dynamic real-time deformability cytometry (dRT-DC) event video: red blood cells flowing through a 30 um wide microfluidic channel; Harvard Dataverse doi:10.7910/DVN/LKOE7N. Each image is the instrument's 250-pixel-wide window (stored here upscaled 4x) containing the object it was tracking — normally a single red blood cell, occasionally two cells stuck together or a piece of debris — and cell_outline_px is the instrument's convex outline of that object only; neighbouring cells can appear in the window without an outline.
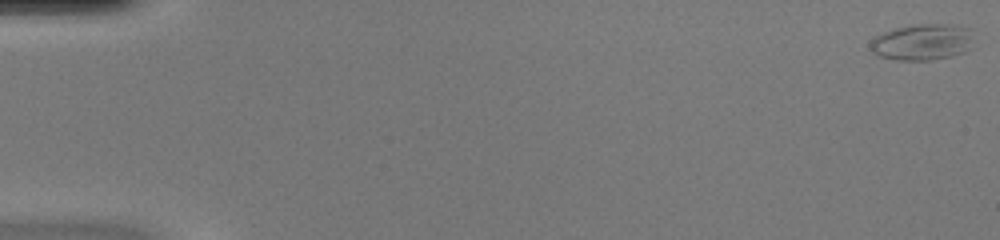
{"species": "common noctule bat (a hibernating species)", "species_latin": "Nyctalus noctula", "temperature_condition": "warm", "stored_images_in_passage": 50, "camera_frame_rate_fps": 3000, "um_per_image_px": 0.085, "animal": {"sex": "female", "body_mass_g": 20.0, "forearm_length_mm": 54.0}, "frame": {"image": 1, "passage_image": 1, "time_ms": 0.0, "image_size_px": [1000, 240], "cell_outline_px": [[972, 28], [964, 52], [952, 56], [932, 60], [896, 60], [880, 56], [872, 52], [868, 44], [876, 36], [884, 32], [896, 28], [912, 24], [956, 24]], "centroid_in_image_um": [78.34, 3.56], "position_along_channel_um": 6.7, "area_um2": 21.68}}
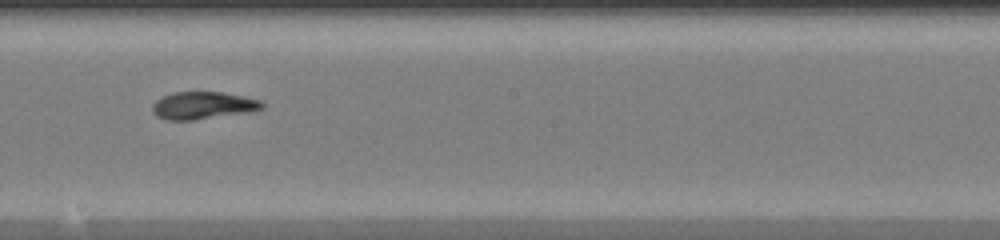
{"frame": {"image": 2, "passage_image": 29, "time_ms": 9.333, "image_size_px": [1000, 240], "cell_outline_px": [[264, 108], [244, 112], [192, 120], [168, 120], [156, 116], [152, 112], [152, 104], [156, 100], [172, 92], [220, 92], [244, 96], [260, 100], [264, 104]], "centroid_in_image_um": [17.2, 8.95], "position_along_channel_um": 231.0, "area_um2": 17.28}}
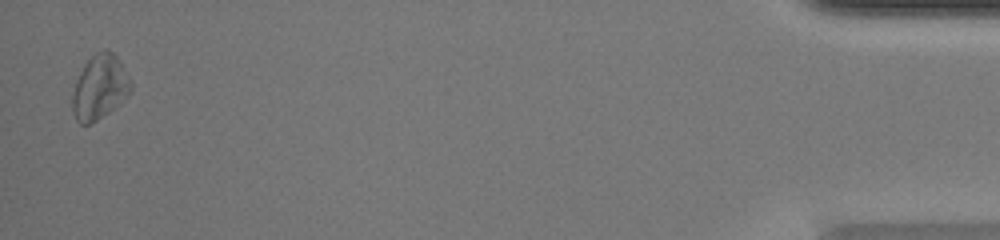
{"frame": {"image": 3, "passage_image": 49, "time_ms": 16.0, "image_size_px": [1000, 240], "cell_outline_px": [[132, 88], [128, 96], [108, 112], [92, 124], [80, 124], [76, 120], [72, 112], [72, 96], [76, 80], [84, 64], [96, 52], [104, 48], [108, 48], [116, 56], [128, 76], [132, 84]], "centroid_in_image_um": [8.46, 7.42], "position_along_channel_um": 426.7, "area_um2": 21.91}, "authors_computed_cell_mechanics": {"area_um2": 18.7272, "velocity_mm_per_s": 4.2365, "shape_relaxation_time_tau1_ms": 7.4312, "shape_relaxation_time_tau2_ms": 5.1248, "deformation_change_tau1": 0.2123, "deformation_change_tau2": 0.1517}}